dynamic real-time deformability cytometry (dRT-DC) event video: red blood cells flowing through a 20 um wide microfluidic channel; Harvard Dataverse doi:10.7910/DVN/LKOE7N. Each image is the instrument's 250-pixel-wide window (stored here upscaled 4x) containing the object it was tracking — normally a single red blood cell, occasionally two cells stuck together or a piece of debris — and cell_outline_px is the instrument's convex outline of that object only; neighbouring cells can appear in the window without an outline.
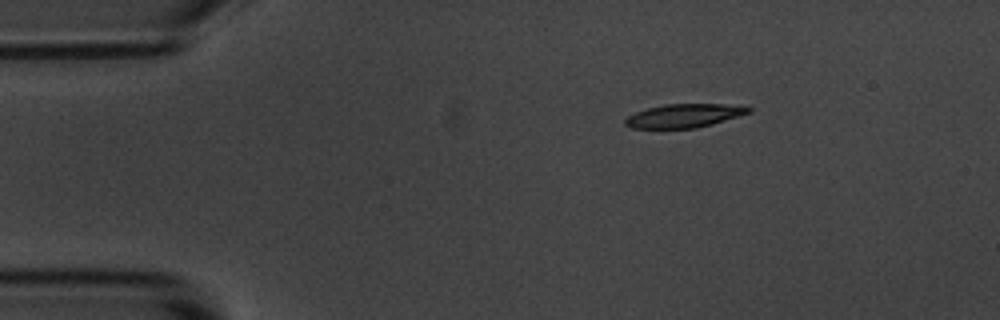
{"species": "common noctule bat (a hibernating species)", "species_latin": "Nyctalus noctula", "temperature_condition": "room temperature", "stored_images_in_passage": 3, "camera_frame_rate_fps": 3000, "um_per_image_px": 0.085, "animal": {"sex": "male", "body_mass_g": 20.1, "forearm_length_mm": 53.5}, "frame": {"image": 1, "passage_image": 1, "time_ms": 0.0, "image_size_px": [1000, 320], "cell_outline_px": [[752, 112], [712, 124], [696, 128], [632, 128], [624, 124], [624, 120], [628, 116], [636, 112], [648, 108], [664, 104], [724, 104], [752, 108]], "centroid_in_image_um": [58.14, 9.84], "position_along_channel_um": 26.9, "area_um2": 16.82}}
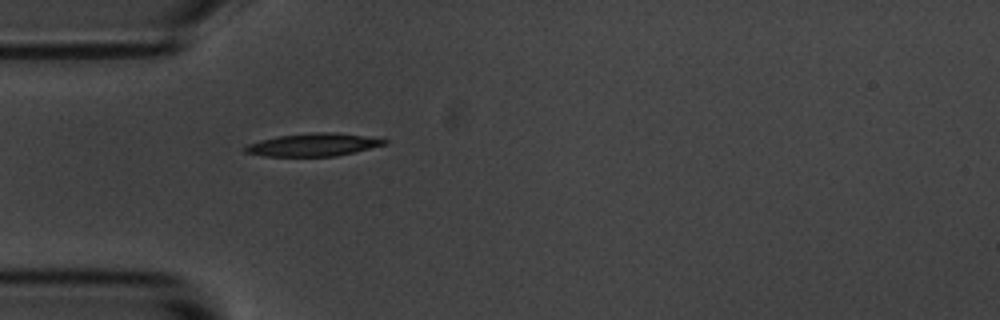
{"frame": {"image": 2, "passage_image": 3, "time_ms": 2.333, "image_size_px": [1000, 320], "cell_outline_px": [[388, 144], [336, 156], [264, 156], [244, 152], [244, 148], [248, 144], [260, 140], [276, 136], [312, 132], [336, 132], [364, 136], [388, 140]], "centroid_in_image_um": [26.62, 12.3], "position_along_channel_um": 58.4, "area_um2": 18.5}}